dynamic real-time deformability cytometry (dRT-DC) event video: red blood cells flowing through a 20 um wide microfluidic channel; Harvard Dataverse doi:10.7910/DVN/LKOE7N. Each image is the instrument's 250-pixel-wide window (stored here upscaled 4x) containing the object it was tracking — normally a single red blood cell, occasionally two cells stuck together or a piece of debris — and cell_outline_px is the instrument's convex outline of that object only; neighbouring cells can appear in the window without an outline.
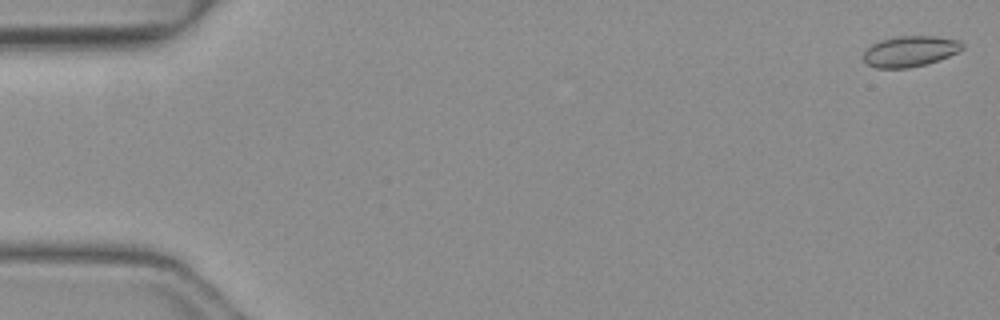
{"species": "common noctule bat (a hibernating species)", "species_latin": "Nyctalus noctula", "temperature_condition": "warm", "stored_images_in_passage": 50, "camera_frame_rate_fps": 3000, "um_per_image_px": 0.085, "animal": {"sex": "female", "body_mass_g": 19.3, "forearm_length_mm": 54.1}, "frame": {"image": 1, "passage_image": 1, "time_ms": 0.0, "image_size_px": [1000, 320], "cell_outline_px": [[964, 48], [948, 56], [924, 64], [908, 68], [876, 68], [868, 64], [864, 60], [864, 52], [872, 44], [880, 40], [896, 36], [936, 36], [960, 40], [964, 44]], "centroid_in_image_um": [77.35, 4.34], "position_along_channel_um": 7.6, "area_um2": 17.57}}
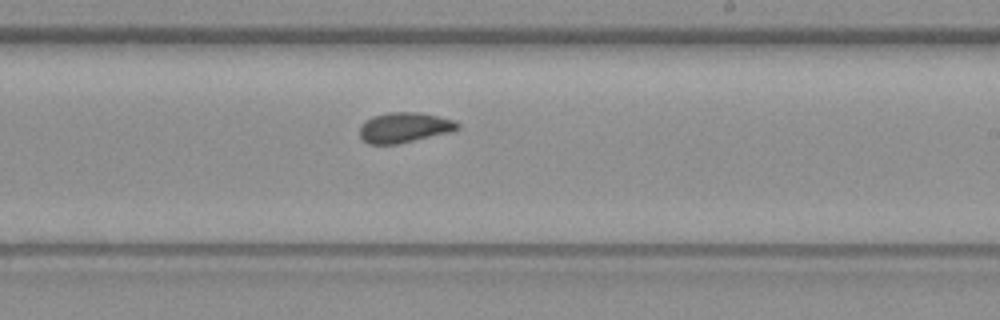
{"frame": {"image": 2, "passage_image": 30, "time_ms": 9.667, "image_size_px": [1000, 320], "cell_outline_px": [[460, 128], [452, 132], [396, 144], [368, 144], [360, 136], [360, 128], [372, 116], [388, 112], [416, 112], [456, 120], [460, 124]], "centroid_in_image_um": [34.41, 10.84], "position_along_channel_um": 254.6, "area_um2": 17.11}}
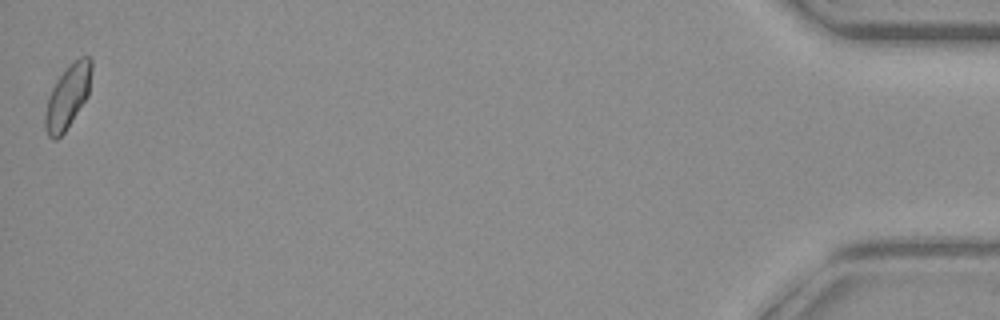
{"frame": {"image": 3, "passage_image": 50, "time_ms": 16.333, "image_size_px": [1000, 320], "cell_outline_px": [[92, 68], [88, 96], [64, 132], [56, 140], [52, 140], [48, 136], [44, 124], [44, 112], [48, 96], [56, 80], [64, 68], [80, 56], [88, 56], [92, 60]], "centroid_in_image_um": [5.74, 8.19], "position_along_channel_um": 429.5, "area_um2": 17.34}, "authors_computed_cell_mechanics": {"area_um2": 17.1666, "velocity_mm_per_s": 4.1232, "shape_relaxation_time_tau1_ms": null, "shape_relaxation_time_tau2_ms": 0.8937, "deformation_change_tau1": null, "deformation_change_tau2": 0.0477}}